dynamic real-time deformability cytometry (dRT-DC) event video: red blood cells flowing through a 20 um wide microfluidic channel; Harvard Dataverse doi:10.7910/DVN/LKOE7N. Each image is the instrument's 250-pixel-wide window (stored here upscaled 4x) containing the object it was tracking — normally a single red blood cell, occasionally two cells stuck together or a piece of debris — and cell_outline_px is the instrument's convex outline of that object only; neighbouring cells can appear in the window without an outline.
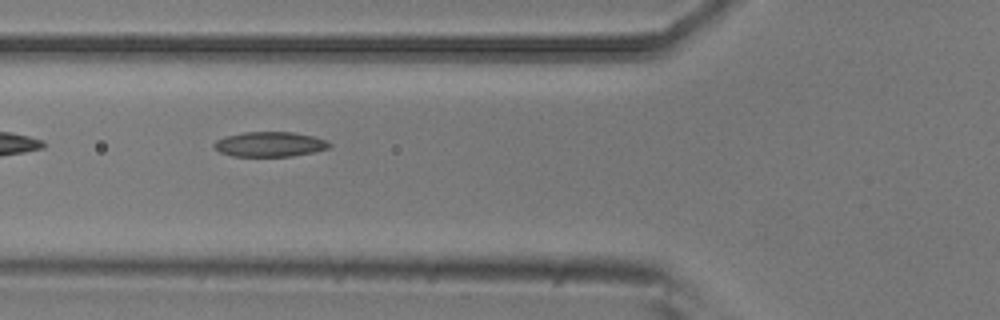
{"species": "common noctule bat (a hibernating species)", "species_latin": "Nyctalus noctula", "temperature_condition": "room temperature", "stored_images_in_passage": 6, "camera_frame_rate_fps": 3000, "um_per_image_px": 0.085, "animal": {"sex": "male", "body_mass_g": 20.5, "forearm_length_mm": 52.5}, "frame": {"image": 1, "passage_image": 6, "time_ms": 1.667, "image_size_px": [1000, 320], "cell_outline_px": [[332, 144], [328, 148], [312, 152], [292, 156], [232, 156], [220, 152], [212, 148], [212, 144], [216, 140], [224, 136], [244, 132], [292, 132], [312, 136], [328, 140]], "centroid_in_image_um": [22.89, 12.26], "position_along_channel_um": 102.9, "area_um2": 16.82}}